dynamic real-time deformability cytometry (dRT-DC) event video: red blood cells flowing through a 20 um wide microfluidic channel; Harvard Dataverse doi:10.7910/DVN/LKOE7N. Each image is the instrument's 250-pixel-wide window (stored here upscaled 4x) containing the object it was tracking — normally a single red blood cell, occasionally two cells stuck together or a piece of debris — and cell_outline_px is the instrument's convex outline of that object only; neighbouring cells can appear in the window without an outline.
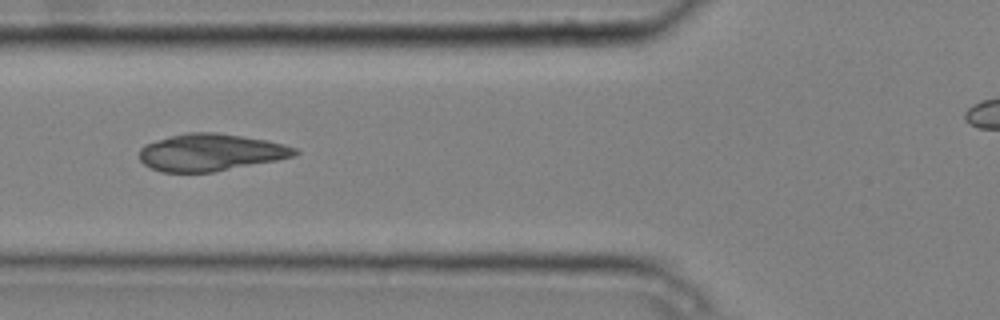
{"species": "common noctule bat (a hibernating species)", "species_latin": "Nyctalus noctula", "temperature_condition": "cold", "stored_images_in_passage": 4, "camera_frame_rate_fps": 3000, "um_per_image_px": 0.085, "animal": {"sex": "male", "body_mass_g": 20.4}, "frame": {"image": 1, "passage_image": 3, "time_ms": 0.667, "image_size_px": [1000, 320], "cell_outline_px": [[300, 152], [296, 156], [276, 160], [212, 172], [160, 172], [144, 164], [140, 160], [140, 148], [144, 144], [168, 136], [184, 132], [216, 132], [268, 140], [284, 144], [296, 148]], "centroid_in_image_um": [17.9, 12.94], "position_along_channel_um": 107.9, "area_um2": 33.76}}
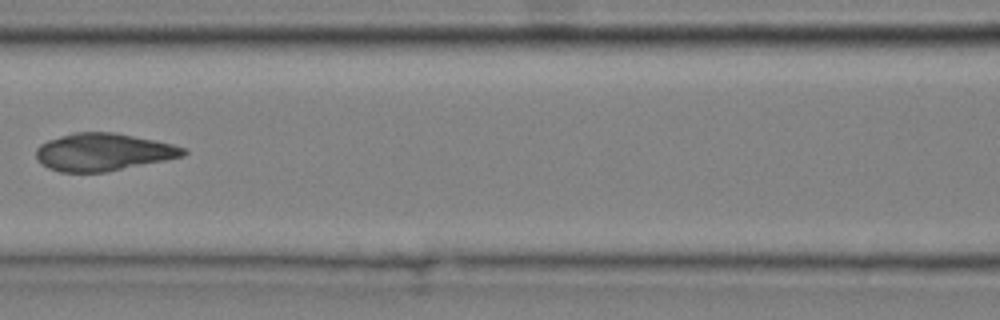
{"frame": {"image": 2, "passage_image": 4, "time_ms": 1.0, "image_size_px": [1000, 320], "cell_outline_px": [[188, 152], [184, 156], [104, 172], [60, 172], [48, 168], [36, 156], [36, 148], [40, 144], [48, 140], [72, 132], [116, 132], [172, 144], [188, 148]], "centroid_in_image_um": [8.78, 12.91], "position_along_channel_um": 157.8, "area_um2": 32.02}}